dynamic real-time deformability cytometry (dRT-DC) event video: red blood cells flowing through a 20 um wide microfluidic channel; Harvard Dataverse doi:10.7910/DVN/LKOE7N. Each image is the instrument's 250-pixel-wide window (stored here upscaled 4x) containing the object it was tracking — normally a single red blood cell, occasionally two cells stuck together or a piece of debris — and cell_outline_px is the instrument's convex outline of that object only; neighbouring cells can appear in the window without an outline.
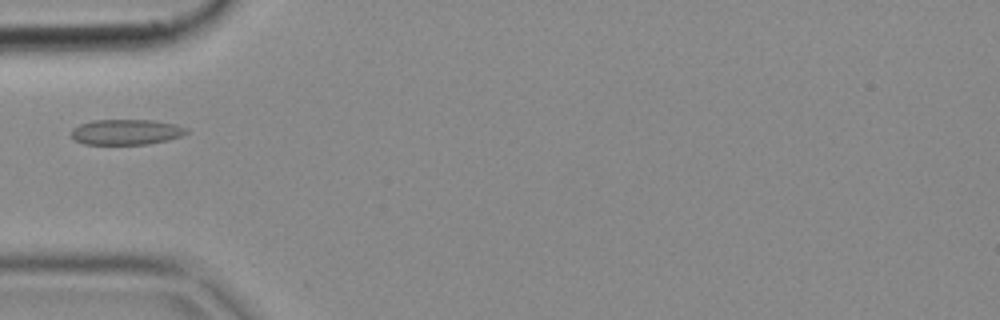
{"species": "common noctule bat (a hibernating species)", "species_latin": "Nyctalus noctula", "temperature_condition": "cold", "stored_images_in_passage": 5, "camera_frame_rate_fps": 3000, "um_per_image_px": 0.085, "animal": {"sex": "female", "body_mass_g": 18.4}, "frame": {"image": 1, "passage_image": 4, "time_ms": 1.0, "image_size_px": [1000, 320], "cell_outline_px": [[188, 132], [180, 136], [168, 140], [148, 144], [84, 144], [76, 140], [72, 136], [72, 128], [80, 124], [92, 120], [156, 120], [176, 124], [188, 128]], "centroid_in_image_um": [10.75, 11.21], "position_along_channel_um": 74.2, "area_um2": 17.11}}
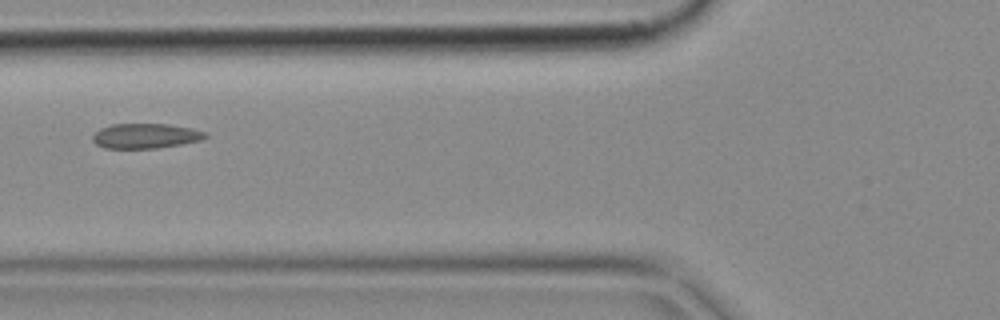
{"frame": {"image": 2, "passage_image": 5, "time_ms": 1.333, "image_size_px": [1000, 320], "cell_outline_px": [[208, 136], [200, 140], [180, 144], [156, 148], [104, 148], [96, 144], [92, 140], [92, 136], [100, 128], [112, 124], [168, 124], [192, 128], [208, 132]], "centroid_in_image_um": [12.37, 11.54], "position_along_channel_um": 113.4, "area_um2": 16.36}}